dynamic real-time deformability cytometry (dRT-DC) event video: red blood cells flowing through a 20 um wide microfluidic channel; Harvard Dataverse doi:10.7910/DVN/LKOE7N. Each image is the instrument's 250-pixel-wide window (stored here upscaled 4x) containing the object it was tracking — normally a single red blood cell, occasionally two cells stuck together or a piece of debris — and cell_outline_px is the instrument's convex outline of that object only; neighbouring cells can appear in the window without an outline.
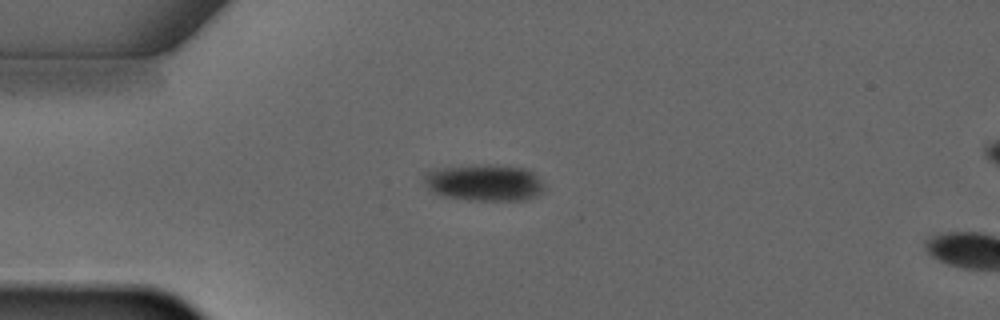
{"species": "common noctule bat (a hibernating species)", "species_latin": "Nyctalus noctula", "temperature_condition": "warm", "stored_images_in_passage": 2, "camera_frame_rate_fps": 3000, "um_per_image_px": 0.085, "animal": {"sex": "male", "forearm_length_mm": 52.5}, "frame": {"image": 1, "passage_image": 1, "time_ms": 0.0, "image_size_px": [1000, 320], "cell_outline_px": [[544, 188], [540, 192], [524, 200], [468, 200], [448, 196], [436, 192], [428, 188], [420, 172], [428, 168], [488, 164], [524, 168], [532, 172], [544, 184]], "centroid_in_image_um": [41.08, 15.49], "position_along_channel_um": 43.9, "area_um2": 25.66}}